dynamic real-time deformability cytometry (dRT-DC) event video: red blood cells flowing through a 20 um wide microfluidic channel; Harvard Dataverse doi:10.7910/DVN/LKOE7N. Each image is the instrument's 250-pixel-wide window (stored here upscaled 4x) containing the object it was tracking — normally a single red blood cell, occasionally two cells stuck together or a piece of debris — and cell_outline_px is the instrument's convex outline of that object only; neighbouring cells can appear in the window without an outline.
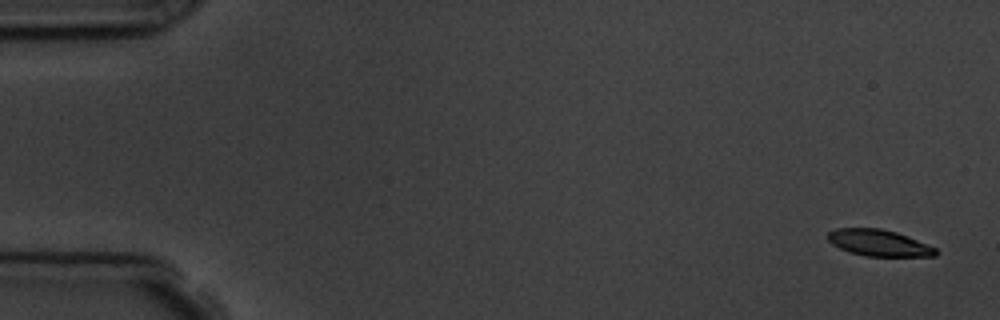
{"species": "common noctule bat (a hibernating species)", "species_latin": "Nyctalus noctula", "temperature_condition": "room temperature", "stored_images_in_passage": 6, "camera_frame_rate_fps": 3000, "um_per_image_px": 0.085, "animal": {"sex": "male", "body_mass_g": 19.5, "forearm_length_mm": 54.6}, "frame": {"image": 1, "passage_image": 1, "time_ms": 0.0, "image_size_px": [1000, 320], "cell_outline_px": [[940, 252], [936, 256], [864, 256], [848, 252], [832, 244], [828, 240], [828, 232], [836, 228], [880, 228], [896, 232], [908, 236], [936, 248]], "centroid_in_image_um": [74.71, 20.65], "position_along_channel_um": 10.3, "area_um2": 16.7}}
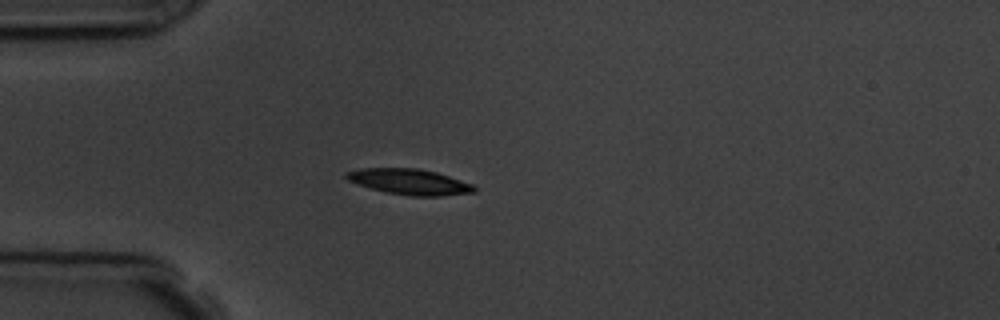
{"frame": {"image": 2, "passage_image": 4, "time_ms": 4.333, "image_size_px": [1000, 320], "cell_outline_px": [[476, 192], [440, 196], [412, 196], [388, 192], [372, 188], [348, 180], [344, 176], [344, 172], [360, 168], [416, 168], [436, 172], [472, 184], [476, 188]], "centroid_in_image_um": [34.8, 15.44], "position_along_channel_um": 50.2, "area_um2": 18.9}}